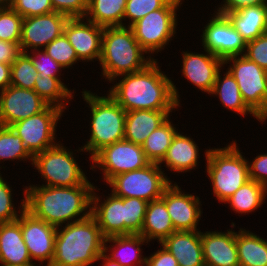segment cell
Listing matches in <instances>:
<instances>
[{
    "label": "cell",
    "mask_w": 267,
    "mask_h": 266,
    "mask_svg": "<svg viewBox=\"0 0 267 266\" xmlns=\"http://www.w3.org/2000/svg\"><path fill=\"white\" fill-rule=\"evenodd\" d=\"M156 59L143 70L114 78L109 95L126 111H173L179 104V92L175 83L161 71ZM123 77V78H122ZM122 78V80H121Z\"/></svg>",
    "instance_id": "obj_1"
},
{
    "label": "cell",
    "mask_w": 267,
    "mask_h": 266,
    "mask_svg": "<svg viewBox=\"0 0 267 266\" xmlns=\"http://www.w3.org/2000/svg\"><path fill=\"white\" fill-rule=\"evenodd\" d=\"M95 187L29 185L24 189L25 209L34 217L55 227L66 222H77L91 215L92 193L96 190Z\"/></svg>",
    "instance_id": "obj_2"
},
{
    "label": "cell",
    "mask_w": 267,
    "mask_h": 266,
    "mask_svg": "<svg viewBox=\"0 0 267 266\" xmlns=\"http://www.w3.org/2000/svg\"><path fill=\"white\" fill-rule=\"evenodd\" d=\"M61 227V228H60ZM105 237L89 217L57 227L54 257L49 266H91L103 253Z\"/></svg>",
    "instance_id": "obj_3"
},
{
    "label": "cell",
    "mask_w": 267,
    "mask_h": 266,
    "mask_svg": "<svg viewBox=\"0 0 267 266\" xmlns=\"http://www.w3.org/2000/svg\"><path fill=\"white\" fill-rule=\"evenodd\" d=\"M144 53L130 27H104L99 60L102 76L110 83L120 75L143 70L154 60Z\"/></svg>",
    "instance_id": "obj_4"
},
{
    "label": "cell",
    "mask_w": 267,
    "mask_h": 266,
    "mask_svg": "<svg viewBox=\"0 0 267 266\" xmlns=\"http://www.w3.org/2000/svg\"><path fill=\"white\" fill-rule=\"evenodd\" d=\"M91 111L90 139L77 152H89L90 160L104 147L124 139L126 111L109 95L98 96L82 91Z\"/></svg>",
    "instance_id": "obj_5"
},
{
    "label": "cell",
    "mask_w": 267,
    "mask_h": 266,
    "mask_svg": "<svg viewBox=\"0 0 267 266\" xmlns=\"http://www.w3.org/2000/svg\"><path fill=\"white\" fill-rule=\"evenodd\" d=\"M206 173L212 183L213 195L224 203L249 178V161L245 159L236 140L223 148L205 150Z\"/></svg>",
    "instance_id": "obj_6"
},
{
    "label": "cell",
    "mask_w": 267,
    "mask_h": 266,
    "mask_svg": "<svg viewBox=\"0 0 267 266\" xmlns=\"http://www.w3.org/2000/svg\"><path fill=\"white\" fill-rule=\"evenodd\" d=\"M73 152L63 144L46 149L35 155L31 164L36 167L45 185L52 187H73L78 185H94L87 179L83 170L76 162Z\"/></svg>",
    "instance_id": "obj_7"
},
{
    "label": "cell",
    "mask_w": 267,
    "mask_h": 266,
    "mask_svg": "<svg viewBox=\"0 0 267 266\" xmlns=\"http://www.w3.org/2000/svg\"><path fill=\"white\" fill-rule=\"evenodd\" d=\"M160 167L158 163L150 162L146 167L112 177L107 184L112 188L111 193L119 198L158 200L172 183Z\"/></svg>",
    "instance_id": "obj_8"
},
{
    "label": "cell",
    "mask_w": 267,
    "mask_h": 266,
    "mask_svg": "<svg viewBox=\"0 0 267 266\" xmlns=\"http://www.w3.org/2000/svg\"><path fill=\"white\" fill-rule=\"evenodd\" d=\"M182 1L170 0L163 8L150 12L130 26L146 54L162 51L173 40L178 23L176 11Z\"/></svg>",
    "instance_id": "obj_9"
},
{
    "label": "cell",
    "mask_w": 267,
    "mask_h": 266,
    "mask_svg": "<svg viewBox=\"0 0 267 266\" xmlns=\"http://www.w3.org/2000/svg\"><path fill=\"white\" fill-rule=\"evenodd\" d=\"M237 81L246 105L264 122L267 119V71L246 56H232L224 65Z\"/></svg>",
    "instance_id": "obj_10"
},
{
    "label": "cell",
    "mask_w": 267,
    "mask_h": 266,
    "mask_svg": "<svg viewBox=\"0 0 267 266\" xmlns=\"http://www.w3.org/2000/svg\"><path fill=\"white\" fill-rule=\"evenodd\" d=\"M64 111L48 105L43 111L15 122L9 127L20 136L28 152L34 157L56 146V127Z\"/></svg>",
    "instance_id": "obj_11"
},
{
    "label": "cell",
    "mask_w": 267,
    "mask_h": 266,
    "mask_svg": "<svg viewBox=\"0 0 267 266\" xmlns=\"http://www.w3.org/2000/svg\"><path fill=\"white\" fill-rule=\"evenodd\" d=\"M91 161L94 163L91 169L100 168L106 183L118 174L146 167L150 163L142 145L125 139L104 147Z\"/></svg>",
    "instance_id": "obj_12"
},
{
    "label": "cell",
    "mask_w": 267,
    "mask_h": 266,
    "mask_svg": "<svg viewBox=\"0 0 267 266\" xmlns=\"http://www.w3.org/2000/svg\"><path fill=\"white\" fill-rule=\"evenodd\" d=\"M214 12L216 14L214 13L202 30L203 50H207L223 61L232 56L244 55L246 41L224 14Z\"/></svg>",
    "instance_id": "obj_13"
},
{
    "label": "cell",
    "mask_w": 267,
    "mask_h": 266,
    "mask_svg": "<svg viewBox=\"0 0 267 266\" xmlns=\"http://www.w3.org/2000/svg\"><path fill=\"white\" fill-rule=\"evenodd\" d=\"M69 17L58 12L25 17L22 21L20 49L23 53L43 49L64 33Z\"/></svg>",
    "instance_id": "obj_14"
},
{
    "label": "cell",
    "mask_w": 267,
    "mask_h": 266,
    "mask_svg": "<svg viewBox=\"0 0 267 266\" xmlns=\"http://www.w3.org/2000/svg\"><path fill=\"white\" fill-rule=\"evenodd\" d=\"M47 106L34 90L10 85L0 91V125L9 127L17 121L40 113Z\"/></svg>",
    "instance_id": "obj_15"
},
{
    "label": "cell",
    "mask_w": 267,
    "mask_h": 266,
    "mask_svg": "<svg viewBox=\"0 0 267 266\" xmlns=\"http://www.w3.org/2000/svg\"><path fill=\"white\" fill-rule=\"evenodd\" d=\"M21 231L23 240L32 261H46L49 266L54 257L57 227L34 217L26 209L21 212Z\"/></svg>",
    "instance_id": "obj_16"
},
{
    "label": "cell",
    "mask_w": 267,
    "mask_h": 266,
    "mask_svg": "<svg viewBox=\"0 0 267 266\" xmlns=\"http://www.w3.org/2000/svg\"><path fill=\"white\" fill-rule=\"evenodd\" d=\"M165 202L175 231H196L201 219V201L198 196L183 193L178 184L171 183L163 192Z\"/></svg>",
    "instance_id": "obj_17"
},
{
    "label": "cell",
    "mask_w": 267,
    "mask_h": 266,
    "mask_svg": "<svg viewBox=\"0 0 267 266\" xmlns=\"http://www.w3.org/2000/svg\"><path fill=\"white\" fill-rule=\"evenodd\" d=\"M103 31L104 27L84 18H69L64 27L65 36L84 62L100 60Z\"/></svg>",
    "instance_id": "obj_18"
},
{
    "label": "cell",
    "mask_w": 267,
    "mask_h": 266,
    "mask_svg": "<svg viewBox=\"0 0 267 266\" xmlns=\"http://www.w3.org/2000/svg\"><path fill=\"white\" fill-rule=\"evenodd\" d=\"M204 53L182 54V75L187 81L199 88L202 92L210 94L216 81L217 73L224 67V61L214 54L204 50Z\"/></svg>",
    "instance_id": "obj_19"
},
{
    "label": "cell",
    "mask_w": 267,
    "mask_h": 266,
    "mask_svg": "<svg viewBox=\"0 0 267 266\" xmlns=\"http://www.w3.org/2000/svg\"><path fill=\"white\" fill-rule=\"evenodd\" d=\"M201 243L205 266H240L235 231L201 232Z\"/></svg>",
    "instance_id": "obj_20"
},
{
    "label": "cell",
    "mask_w": 267,
    "mask_h": 266,
    "mask_svg": "<svg viewBox=\"0 0 267 266\" xmlns=\"http://www.w3.org/2000/svg\"><path fill=\"white\" fill-rule=\"evenodd\" d=\"M108 195L106 200L101 201V196L94 190L92 193L91 215L96 219L105 238L124 235V198L112 193Z\"/></svg>",
    "instance_id": "obj_21"
},
{
    "label": "cell",
    "mask_w": 267,
    "mask_h": 266,
    "mask_svg": "<svg viewBox=\"0 0 267 266\" xmlns=\"http://www.w3.org/2000/svg\"><path fill=\"white\" fill-rule=\"evenodd\" d=\"M177 260L178 266H205L201 231H175L160 243Z\"/></svg>",
    "instance_id": "obj_22"
},
{
    "label": "cell",
    "mask_w": 267,
    "mask_h": 266,
    "mask_svg": "<svg viewBox=\"0 0 267 266\" xmlns=\"http://www.w3.org/2000/svg\"><path fill=\"white\" fill-rule=\"evenodd\" d=\"M217 12L229 19L246 42L267 32V2L245 6L234 11Z\"/></svg>",
    "instance_id": "obj_23"
},
{
    "label": "cell",
    "mask_w": 267,
    "mask_h": 266,
    "mask_svg": "<svg viewBox=\"0 0 267 266\" xmlns=\"http://www.w3.org/2000/svg\"><path fill=\"white\" fill-rule=\"evenodd\" d=\"M0 263L17 266L35 264L23 240L21 213L16 221L0 223Z\"/></svg>",
    "instance_id": "obj_24"
},
{
    "label": "cell",
    "mask_w": 267,
    "mask_h": 266,
    "mask_svg": "<svg viewBox=\"0 0 267 266\" xmlns=\"http://www.w3.org/2000/svg\"><path fill=\"white\" fill-rule=\"evenodd\" d=\"M110 242L113 244L107 246V243ZM144 243L148 244L149 242L140 234L111 236L105 238L103 253L107 258L118 262L121 266H145L146 257L141 255L142 250L140 248Z\"/></svg>",
    "instance_id": "obj_25"
},
{
    "label": "cell",
    "mask_w": 267,
    "mask_h": 266,
    "mask_svg": "<svg viewBox=\"0 0 267 266\" xmlns=\"http://www.w3.org/2000/svg\"><path fill=\"white\" fill-rule=\"evenodd\" d=\"M170 112L145 109L126 112L124 139L142 145L150 133L170 118Z\"/></svg>",
    "instance_id": "obj_26"
},
{
    "label": "cell",
    "mask_w": 267,
    "mask_h": 266,
    "mask_svg": "<svg viewBox=\"0 0 267 266\" xmlns=\"http://www.w3.org/2000/svg\"><path fill=\"white\" fill-rule=\"evenodd\" d=\"M199 147L189 136L177 132L173 137L166 156L159 163H165L166 168L175 173L190 172V170L197 167L199 159Z\"/></svg>",
    "instance_id": "obj_27"
},
{
    "label": "cell",
    "mask_w": 267,
    "mask_h": 266,
    "mask_svg": "<svg viewBox=\"0 0 267 266\" xmlns=\"http://www.w3.org/2000/svg\"><path fill=\"white\" fill-rule=\"evenodd\" d=\"M174 232L175 229L165 202L161 198L148 202L142 230L139 234L148 242L157 239L160 244Z\"/></svg>",
    "instance_id": "obj_28"
},
{
    "label": "cell",
    "mask_w": 267,
    "mask_h": 266,
    "mask_svg": "<svg viewBox=\"0 0 267 266\" xmlns=\"http://www.w3.org/2000/svg\"><path fill=\"white\" fill-rule=\"evenodd\" d=\"M221 70L217 73L216 81L212 92V96L219 97L222 106L236 112L239 115L245 116L250 114L254 116L259 122L264 123L244 102L237 81L232 74L227 71L224 73L223 79L220 75Z\"/></svg>",
    "instance_id": "obj_29"
},
{
    "label": "cell",
    "mask_w": 267,
    "mask_h": 266,
    "mask_svg": "<svg viewBox=\"0 0 267 266\" xmlns=\"http://www.w3.org/2000/svg\"><path fill=\"white\" fill-rule=\"evenodd\" d=\"M239 229L236 246L240 266H267V240L242 227Z\"/></svg>",
    "instance_id": "obj_30"
},
{
    "label": "cell",
    "mask_w": 267,
    "mask_h": 266,
    "mask_svg": "<svg viewBox=\"0 0 267 266\" xmlns=\"http://www.w3.org/2000/svg\"><path fill=\"white\" fill-rule=\"evenodd\" d=\"M127 0H88L85 19L102 27L124 26Z\"/></svg>",
    "instance_id": "obj_31"
},
{
    "label": "cell",
    "mask_w": 267,
    "mask_h": 266,
    "mask_svg": "<svg viewBox=\"0 0 267 266\" xmlns=\"http://www.w3.org/2000/svg\"><path fill=\"white\" fill-rule=\"evenodd\" d=\"M267 187L254 180L247 181L233 195L226 199L224 204H230V208L239 214L252 213L265 203Z\"/></svg>",
    "instance_id": "obj_32"
},
{
    "label": "cell",
    "mask_w": 267,
    "mask_h": 266,
    "mask_svg": "<svg viewBox=\"0 0 267 266\" xmlns=\"http://www.w3.org/2000/svg\"><path fill=\"white\" fill-rule=\"evenodd\" d=\"M172 121L168 118L162 125L156 128L142 144L146 158L151 163H160L166 156L173 137L178 132Z\"/></svg>",
    "instance_id": "obj_33"
},
{
    "label": "cell",
    "mask_w": 267,
    "mask_h": 266,
    "mask_svg": "<svg viewBox=\"0 0 267 266\" xmlns=\"http://www.w3.org/2000/svg\"><path fill=\"white\" fill-rule=\"evenodd\" d=\"M33 90L48 104L64 111L74 95L60 78L50 76H36ZM66 100L68 102H66ZM66 105V106H65Z\"/></svg>",
    "instance_id": "obj_34"
},
{
    "label": "cell",
    "mask_w": 267,
    "mask_h": 266,
    "mask_svg": "<svg viewBox=\"0 0 267 266\" xmlns=\"http://www.w3.org/2000/svg\"><path fill=\"white\" fill-rule=\"evenodd\" d=\"M33 161L20 136L10 127L0 125V162L11 160ZM27 159V160H26Z\"/></svg>",
    "instance_id": "obj_35"
},
{
    "label": "cell",
    "mask_w": 267,
    "mask_h": 266,
    "mask_svg": "<svg viewBox=\"0 0 267 266\" xmlns=\"http://www.w3.org/2000/svg\"><path fill=\"white\" fill-rule=\"evenodd\" d=\"M37 69L26 53H21L11 64V85L33 90Z\"/></svg>",
    "instance_id": "obj_36"
},
{
    "label": "cell",
    "mask_w": 267,
    "mask_h": 266,
    "mask_svg": "<svg viewBox=\"0 0 267 266\" xmlns=\"http://www.w3.org/2000/svg\"><path fill=\"white\" fill-rule=\"evenodd\" d=\"M147 204L136 197L124 198V235L141 232Z\"/></svg>",
    "instance_id": "obj_37"
},
{
    "label": "cell",
    "mask_w": 267,
    "mask_h": 266,
    "mask_svg": "<svg viewBox=\"0 0 267 266\" xmlns=\"http://www.w3.org/2000/svg\"><path fill=\"white\" fill-rule=\"evenodd\" d=\"M23 17L11 7L0 8V40L20 43Z\"/></svg>",
    "instance_id": "obj_38"
},
{
    "label": "cell",
    "mask_w": 267,
    "mask_h": 266,
    "mask_svg": "<svg viewBox=\"0 0 267 266\" xmlns=\"http://www.w3.org/2000/svg\"><path fill=\"white\" fill-rule=\"evenodd\" d=\"M44 51L64 69L72 67L80 60L64 33L49 43Z\"/></svg>",
    "instance_id": "obj_39"
},
{
    "label": "cell",
    "mask_w": 267,
    "mask_h": 266,
    "mask_svg": "<svg viewBox=\"0 0 267 266\" xmlns=\"http://www.w3.org/2000/svg\"><path fill=\"white\" fill-rule=\"evenodd\" d=\"M170 0H127L123 21L128 18L130 27L150 12L163 8Z\"/></svg>",
    "instance_id": "obj_40"
},
{
    "label": "cell",
    "mask_w": 267,
    "mask_h": 266,
    "mask_svg": "<svg viewBox=\"0 0 267 266\" xmlns=\"http://www.w3.org/2000/svg\"><path fill=\"white\" fill-rule=\"evenodd\" d=\"M12 192L10 185L4 180L0 173V223L16 221L20 216V212H23L25 209V199H22L20 204L21 207H19L22 210H15L16 207H14V203H12Z\"/></svg>",
    "instance_id": "obj_41"
},
{
    "label": "cell",
    "mask_w": 267,
    "mask_h": 266,
    "mask_svg": "<svg viewBox=\"0 0 267 266\" xmlns=\"http://www.w3.org/2000/svg\"><path fill=\"white\" fill-rule=\"evenodd\" d=\"M26 52V54L31 58L33 65L37 69L39 76H50L54 78H59L61 69H64L58 62L53 60L44 49ZM32 54V55H31ZM60 75H58V74Z\"/></svg>",
    "instance_id": "obj_42"
},
{
    "label": "cell",
    "mask_w": 267,
    "mask_h": 266,
    "mask_svg": "<svg viewBox=\"0 0 267 266\" xmlns=\"http://www.w3.org/2000/svg\"><path fill=\"white\" fill-rule=\"evenodd\" d=\"M10 7L23 18L53 12L50 0H12Z\"/></svg>",
    "instance_id": "obj_43"
},
{
    "label": "cell",
    "mask_w": 267,
    "mask_h": 266,
    "mask_svg": "<svg viewBox=\"0 0 267 266\" xmlns=\"http://www.w3.org/2000/svg\"><path fill=\"white\" fill-rule=\"evenodd\" d=\"M244 56L267 71V32L246 42Z\"/></svg>",
    "instance_id": "obj_44"
},
{
    "label": "cell",
    "mask_w": 267,
    "mask_h": 266,
    "mask_svg": "<svg viewBox=\"0 0 267 266\" xmlns=\"http://www.w3.org/2000/svg\"><path fill=\"white\" fill-rule=\"evenodd\" d=\"M55 12L69 18H84L88 0H50Z\"/></svg>",
    "instance_id": "obj_45"
},
{
    "label": "cell",
    "mask_w": 267,
    "mask_h": 266,
    "mask_svg": "<svg viewBox=\"0 0 267 266\" xmlns=\"http://www.w3.org/2000/svg\"><path fill=\"white\" fill-rule=\"evenodd\" d=\"M248 163L249 178L267 187V154L257 155Z\"/></svg>",
    "instance_id": "obj_46"
},
{
    "label": "cell",
    "mask_w": 267,
    "mask_h": 266,
    "mask_svg": "<svg viewBox=\"0 0 267 266\" xmlns=\"http://www.w3.org/2000/svg\"><path fill=\"white\" fill-rule=\"evenodd\" d=\"M160 246L162 248L158 249L154 254L152 253L150 257H146L145 266H178V262L173 255L161 244Z\"/></svg>",
    "instance_id": "obj_47"
},
{
    "label": "cell",
    "mask_w": 267,
    "mask_h": 266,
    "mask_svg": "<svg viewBox=\"0 0 267 266\" xmlns=\"http://www.w3.org/2000/svg\"><path fill=\"white\" fill-rule=\"evenodd\" d=\"M21 53L20 43L0 40V63L11 65Z\"/></svg>",
    "instance_id": "obj_48"
},
{
    "label": "cell",
    "mask_w": 267,
    "mask_h": 266,
    "mask_svg": "<svg viewBox=\"0 0 267 266\" xmlns=\"http://www.w3.org/2000/svg\"><path fill=\"white\" fill-rule=\"evenodd\" d=\"M262 2H267V0H223L224 4L219 5L217 11H234L239 8L254 5Z\"/></svg>",
    "instance_id": "obj_49"
},
{
    "label": "cell",
    "mask_w": 267,
    "mask_h": 266,
    "mask_svg": "<svg viewBox=\"0 0 267 266\" xmlns=\"http://www.w3.org/2000/svg\"><path fill=\"white\" fill-rule=\"evenodd\" d=\"M11 85V65L0 63V91Z\"/></svg>",
    "instance_id": "obj_50"
},
{
    "label": "cell",
    "mask_w": 267,
    "mask_h": 266,
    "mask_svg": "<svg viewBox=\"0 0 267 266\" xmlns=\"http://www.w3.org/2000/svg\"><path fill=\"white\" fill-rule=\"evenodd\" d=\"M100 261V260H102L103 261V263H101L102 264V266H121L118 262H116V261H112V260H110L109 258H107L105 255H104V253H102L101 255H100V257L97 259V261Z\"/></svg>",
    "instance_id": "obj_51"
},
{
    "label": "cell",
    "mask_w": 267,
    "mask_h": 266,
    "mask_svg": "<svg viewBox=\"0 0 267 266\" xmlns=\"http://www.w3.org/2000/svg\"><path fill=\"white\" fill-rule=\"evenodd\" d=\"M12 0H0V8L10 7Z\"/></svg>",
    "instance_id": "obj_52"
},
{
    "label": "cell",
    "mask_w": 267,
    "mask_h": 266,
    "mask_svg": "<svg viewBox=\"0 0 267 266\" xmlns=\"http://www.w3.org/2000/svg\"><path fill=\"white\" fill-rule=\"evenodd\" d=\"M1 266H17V265H8V264H1ZM22 266H37L36 264H28V265H22ZM40 266V265H39ZM42 266V265H41Z\"/></svg>",
    "instance_id": "obj_53"
}]
</instances>
